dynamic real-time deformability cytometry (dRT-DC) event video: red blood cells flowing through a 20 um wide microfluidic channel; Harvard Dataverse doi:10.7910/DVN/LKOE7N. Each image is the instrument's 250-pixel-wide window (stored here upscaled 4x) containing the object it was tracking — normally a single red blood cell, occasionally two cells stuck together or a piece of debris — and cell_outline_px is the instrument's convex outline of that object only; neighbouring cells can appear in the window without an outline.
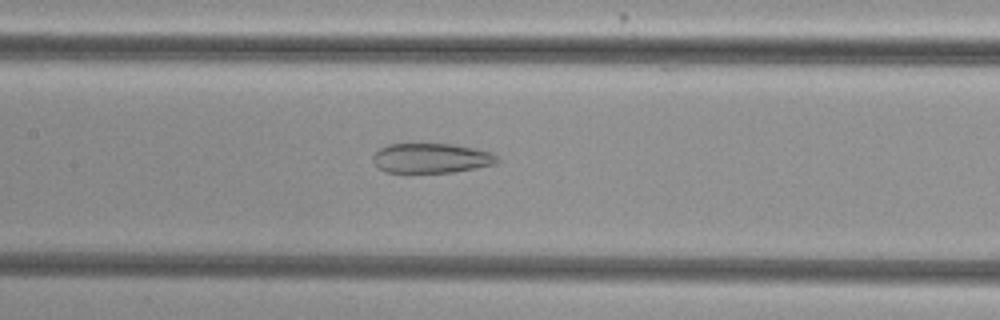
{"species": "common noctule bat (a hibernating species)", "species_latin": "Nyctalus noctula", "temperature_condition": "cold", "stored_images_in_passage": 49, "camera_frame_rate_fps": 3000, "um_per_image_px": 0.085, "animal": {"sex": "female", "body_mass_g": 29.2, "forearm_length_mm": 56.3}, "frame": {"image": 1, "passage_image": 26, "time_ms": 8.333, "image_size_px": [1000, 320], "cell_outline_px": [[500, 160], [496, 164], [476, 168], [452, 172], [384, 172], [372, 160], [372, 156], [380, 148], [388, 144], [452, 144], [492, 152]], "centroid_in_image_um": [36.67, 13.44], "position_along_channel_um": 170.7, "area_um2": 21.44}}
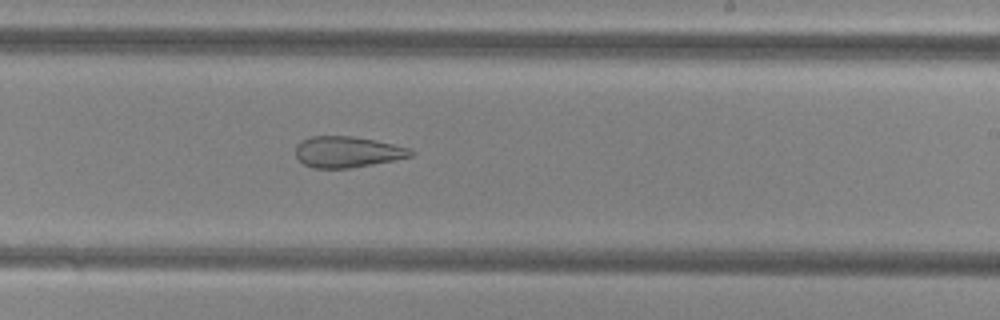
{"frame": {"image": 2, "passage_image": 33, "time_ms": 10.667, "image_size_px": [1000, 320], "cell_outline_px": [[416, 152], [412, 156], [396, 160], [348, 168], [312, 168], [304, 164], [296, 156], [296, 144], [300, 140], [312, 136], [352, 136], [376, 140], [408, 148]], "centroid_in_image_um": [29.51, 12.91], "position_along_channel_um": 259.5, "area_um2": 20.87}}
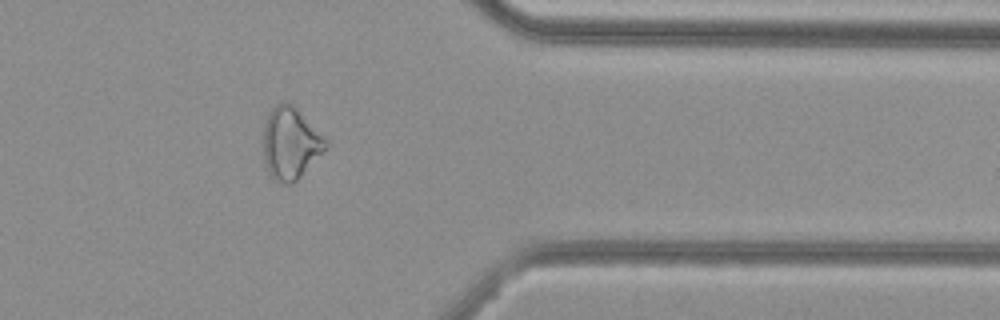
{"frame": {"image": 3, "passage_image": 44, "time_ms": 14.333, "image_size_px": [1000, 320], "cell_outline_px": [[328, 148], [292, 184], [284, 184], [276, 180], [264, 168], [264, 124], [272, 108], [280, 100], [288, 100], [328, 140]], "centroid_in_image_um": [24.69, 12.16], "position_along_channel_um": 386.7, "area_um2": 26.24}, "authors_computed_cell_mechanics": {"area_um2": 26.877, "velocity_mm_per_s": 3.8066, "shape_relaxation_time_tau1_ms": null, "shape_relaxation_time_tau2_ms": 3.3911, "deformation_change_tau1": null, "deformation_change_tau2": 0.1318}}